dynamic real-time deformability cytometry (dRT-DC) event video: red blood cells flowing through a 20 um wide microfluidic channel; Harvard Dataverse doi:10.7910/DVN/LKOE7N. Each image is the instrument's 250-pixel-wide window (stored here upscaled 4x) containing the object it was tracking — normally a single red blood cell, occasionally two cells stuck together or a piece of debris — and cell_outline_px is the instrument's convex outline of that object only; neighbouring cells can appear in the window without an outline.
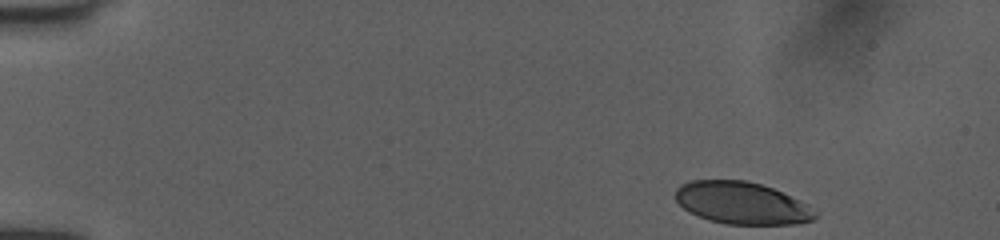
{"species": "human", "species_latin": "Homo sapiens", "temperature_condition": "room temperature", "stored_images_in_passage": 46, "camera_frame_rate_fps": 3000, "um_per_image_px": 0.085, "donor": {"sex": "female"}, "frame": {"image": 1, "passage_image": 1, "time_ms": 0.0, "image_size_px": [1000, 240], "cell_outline_px": [[820, 216], [812, 220], [796, 224], [728, 224], [708, 220], [696, 216], [688, 212], [676, 200], [676, 188], [680, 184], [692, 180], [744, 180], [760, 184], [772, 188], [800, 200], [808, 204], [820, 212]], "centroid_in_image_um": [63.09, 17.27], "position_along_channel_um": 21.9, "area_um2": 34.62}}
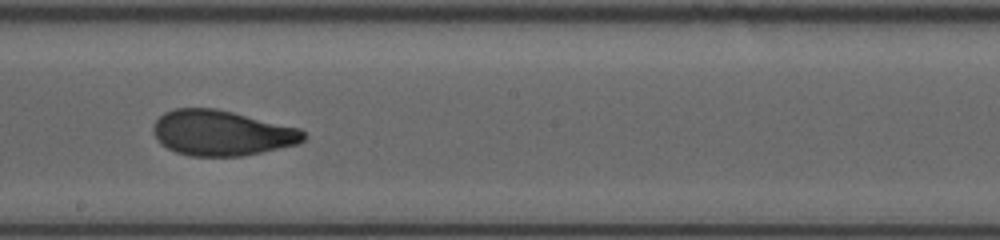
{"frame": {"image": 2, "passage_image": 25, "time_ms": 8.0, "image_size_px": [1000, 240], "cell_outline_px": [[308, 136], [304, 140], [296, 144], [260, 152], [240, 156], [188, 156], [176, 152], [160, 144], [156, 140], [152, 132], [152, 128], [156, 120], [164, 112], [176, 108], [216, 108], [300, 128]], "centroid_in_image_um": [18.81, 11.3], "position_along_channel_um": 229.4, "area_um2": 39.77}}
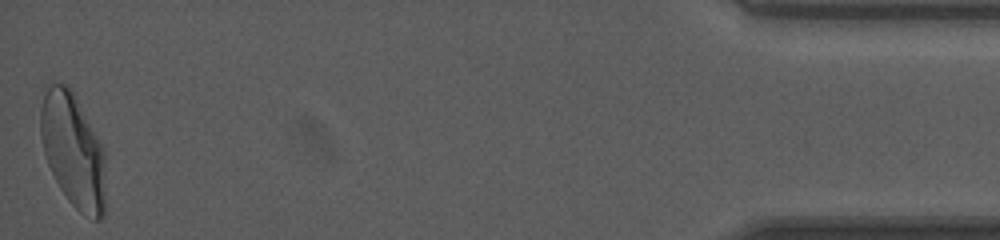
{"frame": {"image": 3, "passage_image": 46, "time_ms": 15.0, "image_size_px": [1000, 240], "cell_outline_px": [[104, 216], [100, 220], [92, 220], [80, 212], [68, 200], [60, 188], [48, 164], [44, 152], [40, 136], [40, 108], [44, 92], [48, 84], [52, 80], [68, 84], [72, 88], [104, 148]], "centroid_in_image_um": [6.19, 12.72], "position_along_channel_um": 429.0, "area_um2": 43.75}, "authors_computed_cell_mechanics": {"area_um2": 39.6797, "velocity_mm_per_s": 4.0321, "shape_relaxation_time_tau1_ms": 4.3948, "shape_relaxation_time_tau2_ms": 1.052, "deformation_change_tau1": 0.1809, "deformation_change_tau2": 0.0654}}